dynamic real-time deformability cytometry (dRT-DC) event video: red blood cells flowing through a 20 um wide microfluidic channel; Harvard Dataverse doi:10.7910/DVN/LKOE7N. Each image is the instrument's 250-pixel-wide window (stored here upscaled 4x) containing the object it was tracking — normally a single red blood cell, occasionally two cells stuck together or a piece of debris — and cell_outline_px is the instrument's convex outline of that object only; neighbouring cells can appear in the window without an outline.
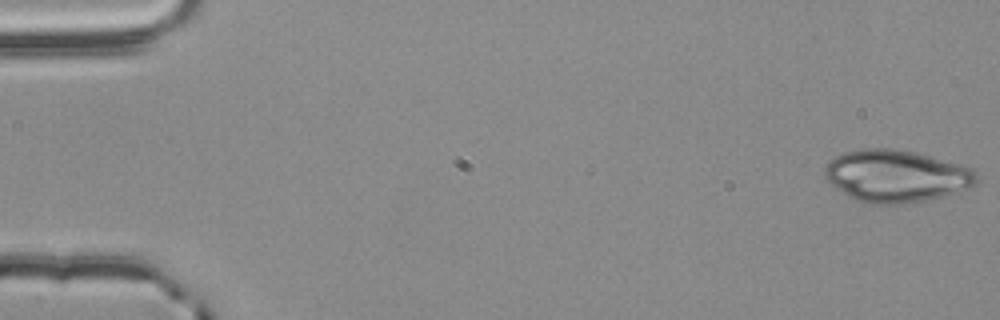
{"species": "common noctule bat (a hibernating species)", "species_latin": "Nyctalus noctula", "temperature_condition": "room temperature", "stored_images_in_passage": 55, "camera_frame_rate_fps": 3000, "um_per_image_px": 0.085, "animal": {"sex": "male", "body_mass_g": 20.4}, "frame": {"image": 1, "passage_image": 1, "time_ms": 0.0, "image_size_px": [1000, 320], "cell_outline_px": [[976, 184], [972, 188], [924, 200], [904, 204], [872, 204], [856, 200], [848, 196], [836, 188], [824, 176], [824, 168], [828, 160], [844, 152], [864, 148], [892, 148], [916, 152], [960, 164], [972, 168], [976, 172]], "centroid_in_image_um": [76.16, 14.95], "position_along_channel_um": 8.8, "area_um2": 46.3}}
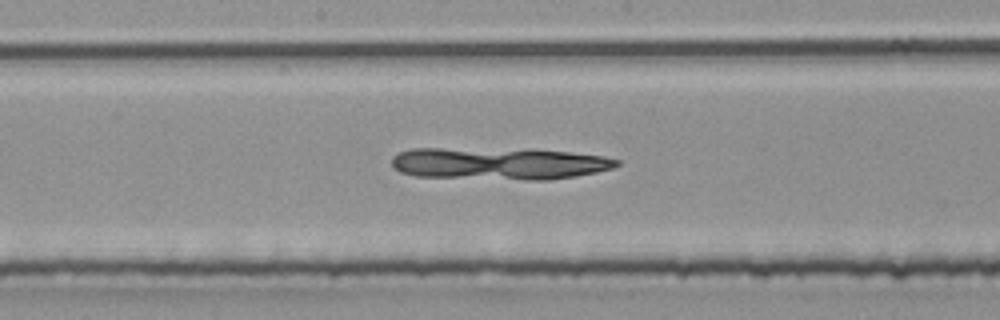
{"frame": {"image": 2, "passage_image": 29, "time_ms": 9.333, "image_size_px": [1000, 320], "cell_outline_px": [[620, 164], [612, 168], [596, 172], [576, 176], [548, 180], [528, 180], [416, 176], [400, 172], [392, 164], [392, 156], [396, 152], [412, 148], [532, 148], [604, 156], [620, 160]], "centroid_in_image_um": [42.41, 13.88], "position_along_channel_um": 205.8, "area_um2": 42.83}}
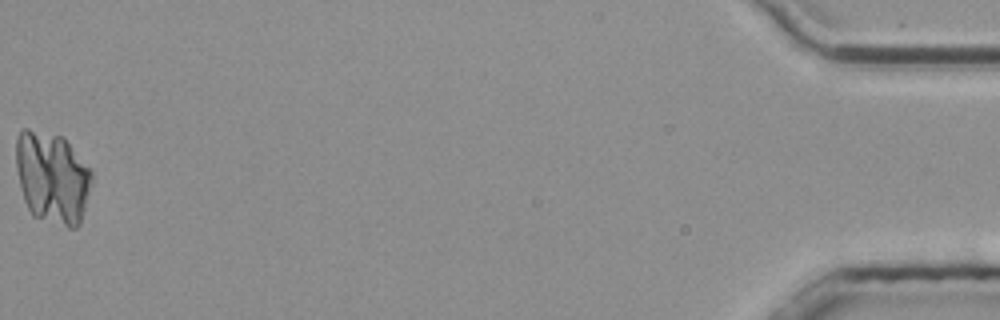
{"frame": {"image": 3, "passage_image": 55, "time_ms": 18.0, "image_size_px": [1000, 320], "cell_outline_px": [[92, 180], [80, 224], [76, 228], [68, 228], [32, 216], [24, 200], [20, 188], [16, 168], [16, 136], [24, 128], [28, 128], [64, 136], [92, 172]], "centroid_in_image_um": [4.42, 15.09], "position_along_channel_um": 430.8, "area_um2": 40.92}}